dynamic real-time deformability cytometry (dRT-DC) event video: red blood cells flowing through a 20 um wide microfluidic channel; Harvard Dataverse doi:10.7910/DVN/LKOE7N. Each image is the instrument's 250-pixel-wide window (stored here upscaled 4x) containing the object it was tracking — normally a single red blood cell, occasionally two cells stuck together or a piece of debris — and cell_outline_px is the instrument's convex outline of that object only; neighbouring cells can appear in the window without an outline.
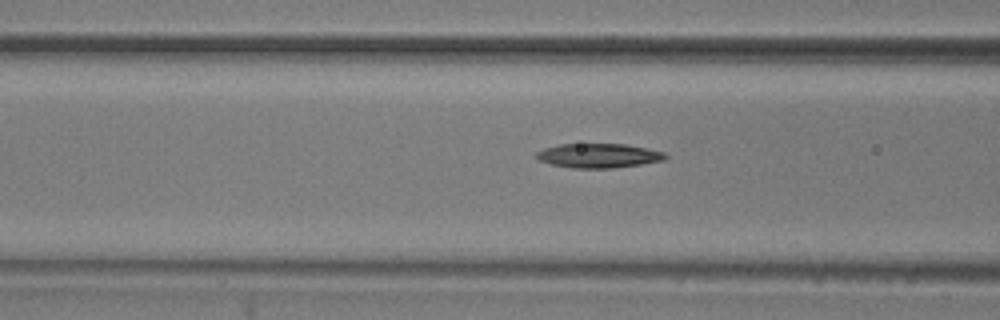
{"species": "common noctule bat (a hibernating species)", "species_latin": "Nyctalus noctula", "temperature_condition": "room temperature", "stored_images_in_passage": 12, "camera_frame_rate_fps": 3000, "um_per_image_px": 0.085, "animal": {"sex": "male", "body_mass_g": 20.5, "forearm_length_mm": 52.5}, "frame": {"image": 1, "passage_image": 10, "time_ms": 3.0, "image_size_px": [1000, 320], "cell_outline_px": [[668, 156], [664, 160], [640, 164], [612, 168], [572, 168], [552, 164], [540, 160], [536, 156], [536, 152], [544, 148], [560, 144], [624, 144], [664, 152]], "centroid_in_image_um": [50.87, 13.23], "position_along_channel_um": 115.7, "area_um2": 18.03}}